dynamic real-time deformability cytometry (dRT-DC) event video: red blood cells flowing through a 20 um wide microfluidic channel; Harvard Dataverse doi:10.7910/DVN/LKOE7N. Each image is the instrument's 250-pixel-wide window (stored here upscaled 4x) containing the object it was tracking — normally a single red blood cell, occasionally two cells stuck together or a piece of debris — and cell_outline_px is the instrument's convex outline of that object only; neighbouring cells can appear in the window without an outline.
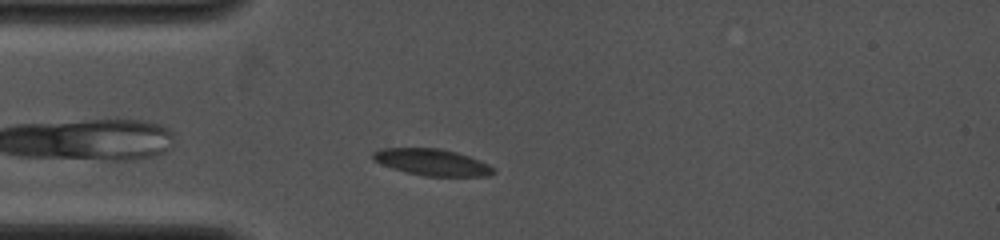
{"species": "common noctule bat (a hibernating species)", "species_latin": "Nyctalus noctula", "temperature_condition": "cold", "stored_images_in_passage": 6, "camera_frame_rate_fps": 4000, "um_per_image_px": 0.085, "animal": {"sex": "female", "body_mass_g": 19.0, "forearm_length_mm": 53.3}, "frame": {"image": 1, "passage_image": 2, "time_ms": 0.75, "image_size_px": [1000, 240], "cell_outline_px": [[496, 172], [488, 176], [424, 176], [392, 168], [372, 160], [372, 152], [380, 148], [440, 148], [456, 152], [480, 160], [496, 168]], "centroid_in_image_um": [36.74, 13.78], "position_along_channel_um": 48.3, "area_um2": 18.73}}
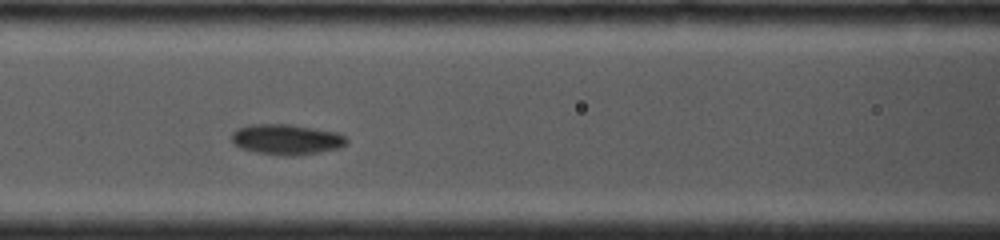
{"frame": {"image": 2, "passage_image": 5, "time_ms": 3.25, "image_size_px": [1000, 240], "cell_outline_px": [[348, 144], [340, 148], [320, 152], [296, 156], [284, 156], [256, 152], [240, 148], [232, 140], [232, 132], [236, 128], [248, 124], [292, 124], [340, 132], [348, 140]], "centroid_in_image_um": [24.39, 11.84], "position_along_channel_um": 142.2, "area_um2": 20.81}}
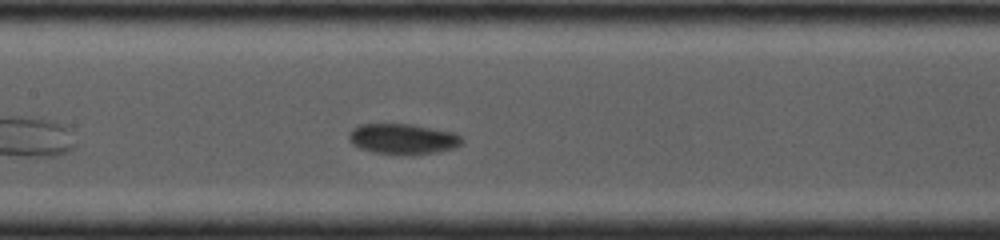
{"frame": {"image": 3, "passage_image": 6, "time_ms": 4.0, "image_size_px": [1000, 240], "cell_outline_px": [[464, 140], [456, 148], [440, 152], [412, 156], [372, 152], [360, 148], [352, 144], [348, 140], [348, 132], [352, 128], [360, 124], [412, 124], [452, 132], [460, 136]], "centroid_in_image_um": [34.23, 11.83], "position_along_channel_um": 173.2, "area_um2": 20.52}}